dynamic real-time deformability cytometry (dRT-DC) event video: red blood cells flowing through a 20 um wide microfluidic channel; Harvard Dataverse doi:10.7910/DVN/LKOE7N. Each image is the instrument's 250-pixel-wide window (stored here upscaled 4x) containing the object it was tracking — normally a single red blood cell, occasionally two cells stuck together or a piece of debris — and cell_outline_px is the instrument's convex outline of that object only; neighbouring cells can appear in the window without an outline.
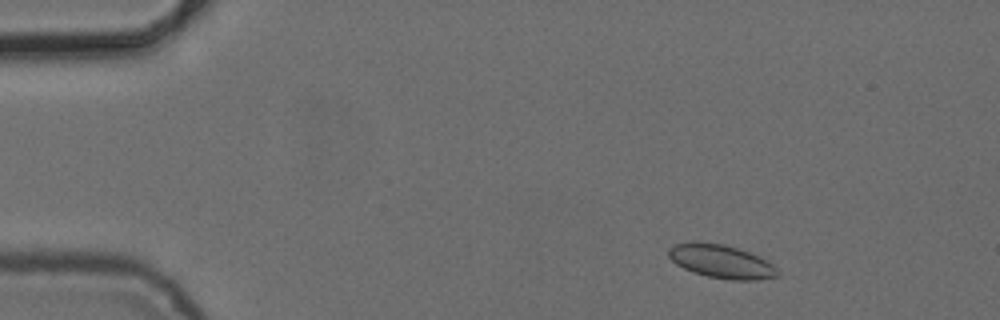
{"species": "common noctule bat (a hibernating species)", "species_latin": "Nyctalus noctula", "temperature_condition": "cold", "stored_images_in_passage": 6, "camera_frame_rate_fps": 3000, "um_per_image_px": 0.085, "animal": {"sex": "female", "body_mass_g": 24.6, "forearm_length_mm": 56.2}, "frame": {"image": 1, "passage_image": 1, "time_ms": 0.0, "image_size_px": [1000, 320], "cell_outline_px": [[780, 272], [776, 276], [756, 280], [732, 280], [708, 276], [692, 272], [676, 264], [668, 256], [668, 248], [676, 244], [692, 240], [700, 240], [724, 244], [748, 252], [768, 260]], "centroid_in_image_um": [61.27, 22.2], "position_along_channel_um": 23.7, "area_um2": 21.44}}
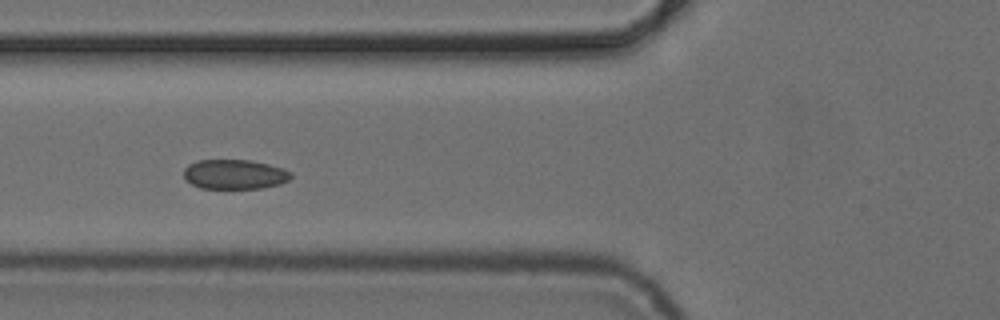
{"frame": {"image": 2, "passage_image": 5, "time_ms": 4.333, "image_size_px": [1000, 320], "cell_outline_px": [[292, 176], [288, 180], [280, 184], [264, 188], [200, 188], [192, 184], [184, 176], [184, 168], [188, 164], [196, 160], [252, 160], [284, 168], [292, 172]], "centroid_in_image_um": [19.96, 14.81], "position_along_channel_um": 105.8, "area_um2": 18.61}}
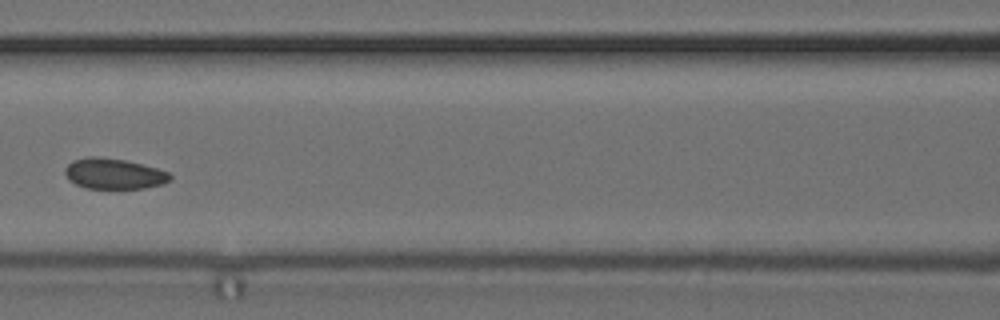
{"frame": {"image": 3, "passage_image": 6, "time_ms": 5.667, "image_size_px": [1000, 320], "cell_outline_px": [[172, 180], [164, 184], [144, 188], [84, 188], [68, 180], [64, 172], [64, 168], [72, 160], [88, 156], [96, 156], [124, 160], [156, 168], [168, 172], [172, 176]], "centroid_in_image_um": [9.66, 14.77], "position_along_channel_um": 156.9, "area_um2": 18.84}}